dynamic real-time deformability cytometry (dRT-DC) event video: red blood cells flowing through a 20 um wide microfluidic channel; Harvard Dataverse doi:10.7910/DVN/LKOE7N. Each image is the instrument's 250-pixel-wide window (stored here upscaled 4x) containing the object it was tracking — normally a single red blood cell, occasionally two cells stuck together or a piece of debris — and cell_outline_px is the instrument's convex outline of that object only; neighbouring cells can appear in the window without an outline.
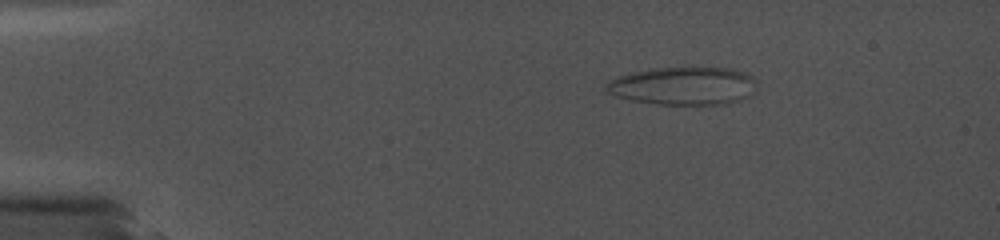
{"species": "common noctule bat (a hibernating species)", "species_latin": "Nyctalus noctula", "temperature_condition": "cold", "stored_images_in_passage": 49, "camera_frame_rate_fps": 5000, "um_per_image_px": 0.085, "animal": {"sex": "female", "body_mass_g": 19.0, "forearm_length_mm": 56.7}, "frame": {"image": 1, "passage_image": 1, "time_ms": 0.0, "image_size_px": [1000, 240], "cell_outline_px": [[756, 84], [752, 92], [748, 96], [740, 100], [724, 104], [656, 104], [632, 100], [616, 96], [608, 92], [604, 88], [608, 80], [632, 72], [652, 68], [728, 68], [748, 72], [756, 80]], "centroid_in_image_um": [58.09, 7.3], "position_along_channel_um": 26.9, "area_um2": 33.29}}
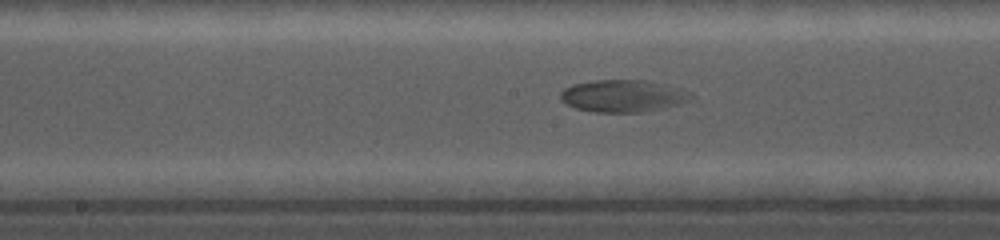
{"frame": {"image": 2, "passage_image": 26, "time_ms": 7.2, "image_size_px": [1000, 240], "cell_outline_px": [[696, 96], [692, 100], [680, 104], [664, 108], [640, 112], [596, 112], [576, 108], [560, 100], [560, 92], [564, 88], [572, 84], [592, 80], [648, 80], [692, 92]], "centroid_in_image_um": [52.98, 8.15], "position_along_channel_um": 195.2, "area_um2": 24.68}}
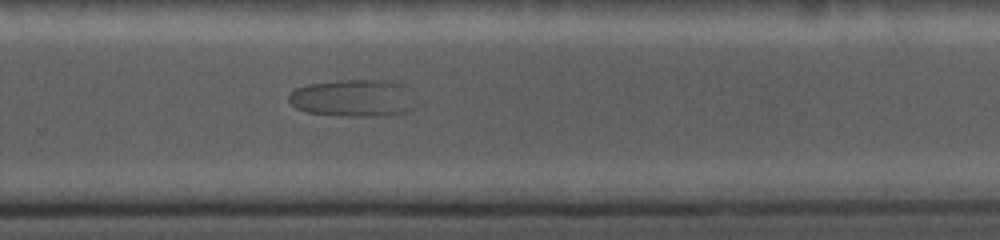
{"frame": {"image": 3, "passage_image": 37, "time_ms": 10.2, "image_size_px": [1000, 240], "cell_outline_px": [[412, 108], [404, 112], [380, 116], [340, 116], [308, 112], [296, 108], [288, 100], [288, 96], [296, 88], [308, 84], [336, 80], [392, 80], [404, 84]], "centroid_in_image_um": [29.94, 8.33], "position_along_channel_um": 299.9, "area_um2": 27.17}}